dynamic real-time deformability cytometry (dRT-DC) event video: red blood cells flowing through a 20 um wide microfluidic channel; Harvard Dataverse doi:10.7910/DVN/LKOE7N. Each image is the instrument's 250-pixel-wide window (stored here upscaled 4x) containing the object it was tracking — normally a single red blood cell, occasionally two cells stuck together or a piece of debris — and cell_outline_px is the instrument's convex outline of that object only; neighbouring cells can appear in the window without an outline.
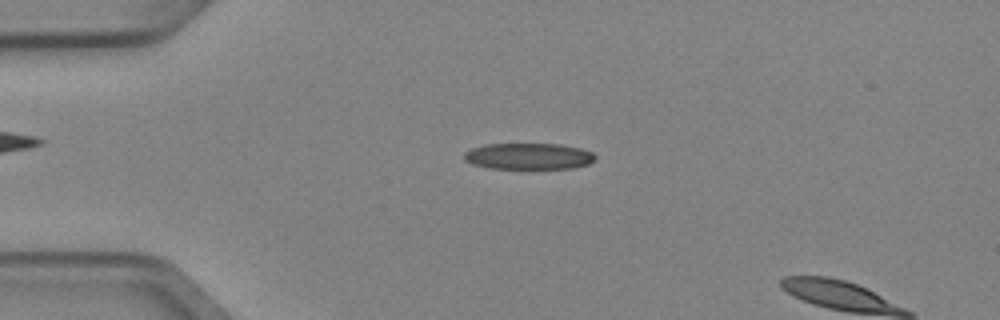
{"species": "Egyptian fruit bat (a non-hibernating species)", "species_latin": "Rousettus aegyptiacus", "temperature_condition": "cold", "stored_images_in_passage": 5, "camera_frame_rate_fps": 3000, "um_per_image_px": 0.085, "animal": {"sex": "female"}, "frame": {"image": 1, "passage_image": 4, "time_ms": 1.0, "image_size_px": [1000, 320], "cell_outline_px": [[596, 156], [588, 164], [572, 168], [488, 168], [472, 164], [464, 160], [464, 152], [472, 148], [484, 144], [560, 144], [580, 148], [592, 152]], "centroid_in_image_um": [44.89, 13.27], "position_along_channel_um": 40.1, "area_um2": 20.0}}